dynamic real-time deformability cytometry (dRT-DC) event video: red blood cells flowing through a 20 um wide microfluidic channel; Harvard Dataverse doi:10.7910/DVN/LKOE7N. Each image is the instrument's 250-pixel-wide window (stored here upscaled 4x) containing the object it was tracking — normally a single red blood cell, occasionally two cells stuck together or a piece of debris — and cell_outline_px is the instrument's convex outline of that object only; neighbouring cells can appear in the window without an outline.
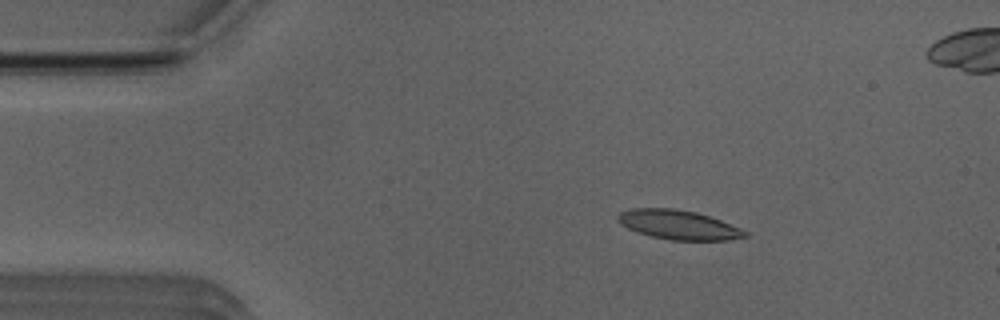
{"species": "Egyptian fruit bat (a non-hibernating species)", "species_latin": "Rousettus aegyptiacus", "temperature_condition": "room temperature", "stored_images_in_passage": 14, "camera_frame_rate_fps": 3000, "um_per_image_px": 0.085, "animal": {"sex": "male"}, "frame": {"image": 1, "passage_image": 8, "time_ms": 2.333, "image_size_px": [1000, 320], "cell_outline_px": [[748, 236], [728, 240], [672, 240], [652, 236], [628, 228], [620, 224], [616, 220], [616, 216], [620, 212], [632, 208], [672, 208], [696, 212], [720, 220], [740, 228], [748, 232]], "centroid_in_image_um": [57.65, 19.1], "position_along_channel_um": 27.3, "area_um2": 21.56}}